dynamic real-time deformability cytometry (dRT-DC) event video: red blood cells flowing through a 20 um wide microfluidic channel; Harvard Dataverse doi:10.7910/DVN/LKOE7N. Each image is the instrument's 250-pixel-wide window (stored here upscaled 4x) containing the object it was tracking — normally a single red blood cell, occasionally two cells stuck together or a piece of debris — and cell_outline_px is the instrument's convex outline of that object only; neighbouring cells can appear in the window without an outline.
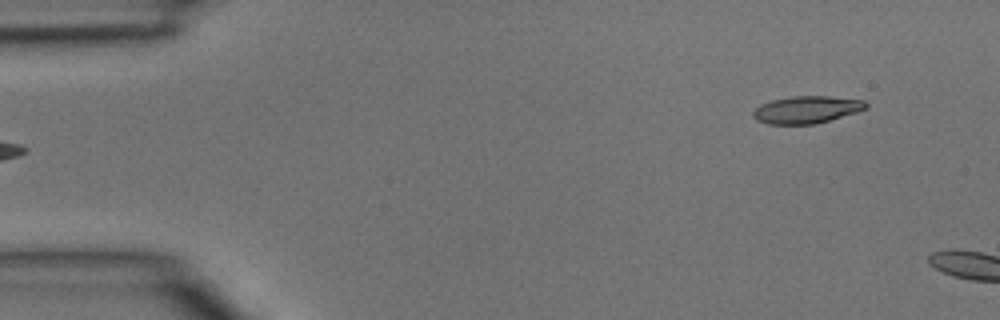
{"species": "common noctule bat (a hibernating species)", "species_latin": "Nyctalus noctula", "temperature_condition": "room temperature", "stored_images_in_passage": 4, "camera_frame_rate_fps": 3000, "um_per_image_px": 0.085, "animal": {"sex": "male", "body_mass_g": 15.6}, "frame": {"image": 1, "passage_image": 4, "time_ms": 1.0, "image_size_px": [1000, 320], "cell_outline_px": [[868, 108], [856, 112], [816, 124], [768, 124], [756, 120], [752, 116], [752, 112], [760, 104], [772, 100], [792, 96], [828, 96], [864, 100], [868, 104]], "centroid_in_image_um": [68.55, 9.32], "position_along_channel_um": 16.4, "area_um2": 17.98}}